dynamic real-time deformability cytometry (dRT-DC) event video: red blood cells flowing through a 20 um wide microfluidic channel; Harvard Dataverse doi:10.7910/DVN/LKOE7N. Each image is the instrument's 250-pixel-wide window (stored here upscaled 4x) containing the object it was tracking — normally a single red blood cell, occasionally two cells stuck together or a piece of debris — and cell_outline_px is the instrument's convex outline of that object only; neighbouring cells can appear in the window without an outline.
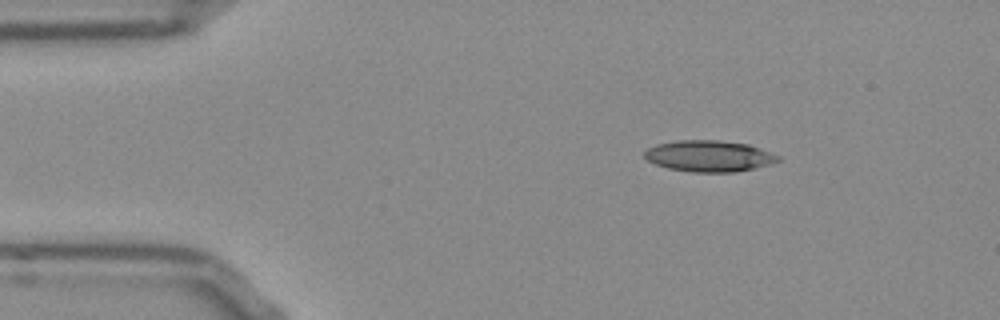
{"species": "Egyptian fruit bat (a non-hibernating species)", "species_latin": "Rousettus aegyptiacus", "temperature_condition": "room temperature", "stored_images_in_passage": 46, "camera_frame_rate_fps": 3000, "um_per_image_px": 0.085, "frame": {"image": 1, "passage_image": 1, "time_ms": 0.0, "image_size_px": [1000, 320], "cell_outline_px": [[780, 160], [772, 164], [736, 172], [692, 172], [668, 168], [656, 164], [648, 160], [644, 156], [644, 152], [648, 148], [656, 144], [676, 140], [720, 140], [748, 144], [780, 156]], "centroid_in_image_um": [60.27, 13.26], "position_along_channel_um": 24.7, "area_um2": 24.33}}
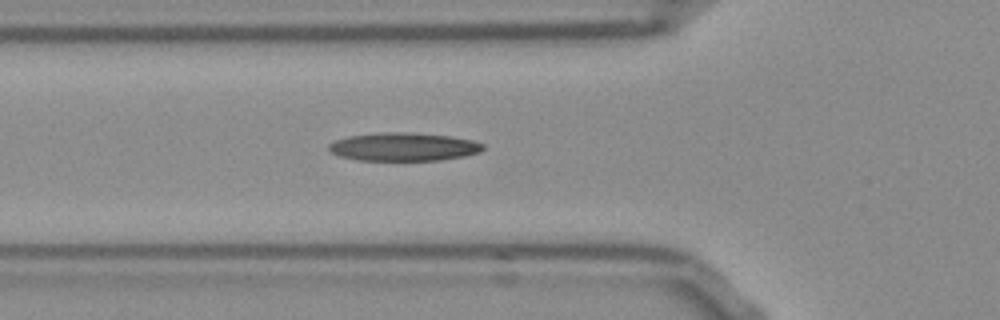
{"frame": {"image": 2, "passage_image": 11, "time_ms": 3.333, "image_size_px": [1000, 320], "cell_outline_px": [[484, 148], [480, 152], [464, 156], [436, 160], [356, 160], [340, 156], [328, 152], [328, 144], [336, 140], [348, 136], [384, 132], [404, 132], [452, 136], [472, 140], [484, 144]], "centroid_in_image_um": [34.28, 12.48], "position_along_channel_um": 91.5, "area_um2": 25.37}}
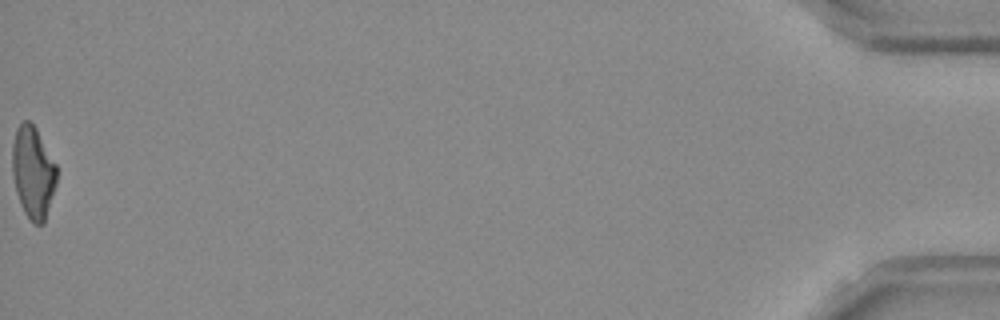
{"frame": {"image": 3, "passage_image": 46, "time_ms": 15.0, "image_size_px": [1000, 320], "cell_outline_px": [[56, 184], [44, 224], [32, 224], [24, 212], [16, 192], [12, 176], [12, 144], [16, 128], [24, 120], [28, 120], [36, 128], [56, 164]], "centroid_in_image_um": [2.79, 14.66], "position_along_channel_um": 432.4, "area_um2": 23.87}, "authors_computed_cell_mechanics": {"area_um2": 24.3916, "velocity_mm_per_s": 3.8329, "shape_relaxation_time_tau1_ms": null, "shape_relaxation_time_tau2_ms": 3.9922, "deformation_change_tau1": null, "deformation_change_tau2": 0.1555}}